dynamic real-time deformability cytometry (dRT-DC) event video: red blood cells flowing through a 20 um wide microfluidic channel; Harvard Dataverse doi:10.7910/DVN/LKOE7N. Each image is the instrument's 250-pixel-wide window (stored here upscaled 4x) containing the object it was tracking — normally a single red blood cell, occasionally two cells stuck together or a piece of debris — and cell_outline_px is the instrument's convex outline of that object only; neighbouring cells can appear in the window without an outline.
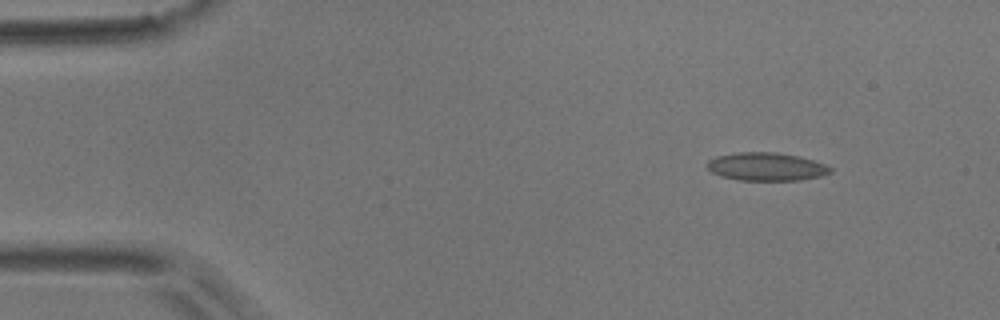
{"species": "common noctule bat (a hibernating species)", "species_latin": "Nyctalus noctula", "temperature_condition": "room temperature", "stored_images_in_passage": 3, "camera_frame_rate_fps": 3000, "um_per_image_px": 0.085, "animal": {"sex": "male", "body_mass_g": 17.9}, "frame": {"image": 1, "passage_image": 1, "time_ms": 0.0, "image_size_px": [1000, 320], "cell_outline_px": [[832, 172], [820, 176], [800, 180], [740, 180], [720, 176], [712, 172], [704, 164], [708, 160], [716, 156], [736, 152], [776, 152], [796, 156], [812, 160], [824, 164], [832, 168]], "centroid_in_image_um": [65.09, 14.16], "position_along_channel_um": 19.9, "area_um2": 20.17}}
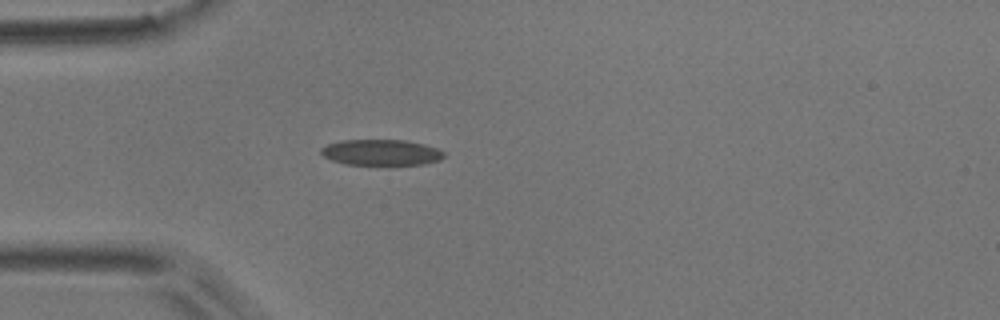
{"frame": {"image": 2, "passage_image": 3, "time_ms": 3.0, "image_size_px": [1000, 320], "cell_outline_px": [[444, 156], [440, 160], [424, 164], [388, 168], [344, 164], [332, 160], [324, 156], [320, 152], [320, 148], [328, 144], [340, 140], [404, 140], [424, 144], [436, 148], [444, 152]], "centroid_in_image_um": [32.41, 13.01], "position_along_channel_um": 52.6, "area_um2": 19.54}}